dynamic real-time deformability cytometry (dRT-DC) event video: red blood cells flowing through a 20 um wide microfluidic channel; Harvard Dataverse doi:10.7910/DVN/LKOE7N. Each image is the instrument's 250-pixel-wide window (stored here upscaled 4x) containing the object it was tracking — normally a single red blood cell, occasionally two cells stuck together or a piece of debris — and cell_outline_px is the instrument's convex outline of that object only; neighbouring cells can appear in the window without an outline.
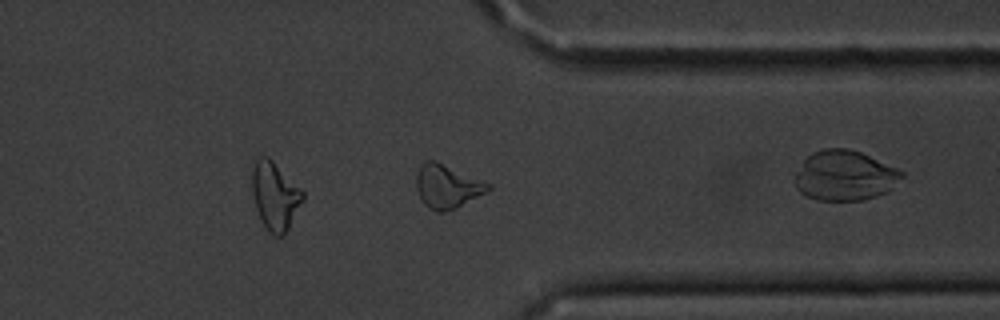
{"species": "common noctule bat (a hibernating species)", "species_latin": "Nyctalus noctula", "temperature_condition": "cold", "stored_images_in_passage": 39, "camera_frame_rate_fps": 3000, "um_per_image_px": 0.085, "animal": {"sex": "male", "body_mass_g": 20.1, "forearm_length_mm": 53.5}, "frame": {"image": 1, "passage_image": 28, "time_ms": 9.0, "image_size_px": [1000, 320], "cell_outline_px": [[492, 188], [488, 192], [456, 208], [444, 212], [436, 212], [428, 208], [424, 204], [416, 188], [416, 176], [420, 164], [424, 160], [436, 160], [492, 184]], "centroid_in_image_um": [38.02, 15.83], "position_along_channel_um": 373.4, "area_um2": 18.55}, "authors_computed_cell_mechanics": {"area_um2": 17.34, "velocity_mm_per_s": 3.6236, "shape_relaxation_time_tau1_ms": 7.4979, "shape_relaxation_time_tau2_ms": 6.6283, "deformation_change_tau1": 0.1715, "deformation_change_tau2": 0.1694}}